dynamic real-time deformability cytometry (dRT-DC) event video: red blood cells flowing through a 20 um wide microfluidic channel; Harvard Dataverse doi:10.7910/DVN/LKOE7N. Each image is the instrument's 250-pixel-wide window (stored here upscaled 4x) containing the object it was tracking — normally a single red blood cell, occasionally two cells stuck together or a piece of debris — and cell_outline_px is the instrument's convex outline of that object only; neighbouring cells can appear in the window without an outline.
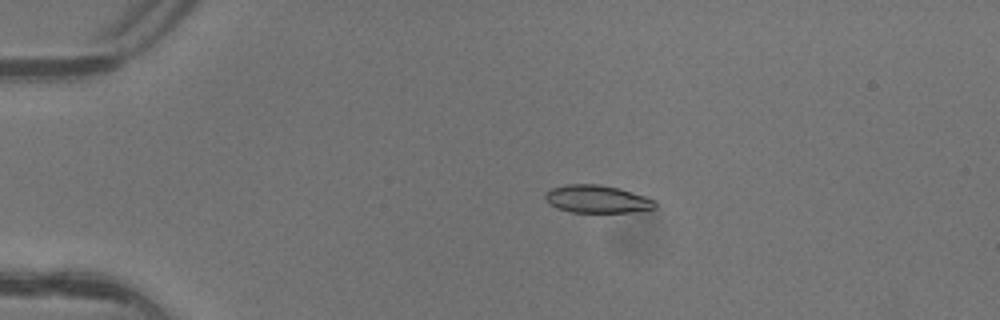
{"species": "common noctule bat (a hibernating species)", "species_latin": "Nyctalus noctula", "temperature_condition": "warm", "stored_images_in_passage": 4, "camera_frame_rate_fps": 3000, "um_per_image_px": 0.085, "animal": {"sex": "female"}, "frame": {"image": 1, "passage_image": 3, "time_ms": 0.667, "image_size_px": [1000, 320], "cell_outline_px": [[656, 208], [632, 212], [572, 212], [556, 208], [544, 196], [544, 192], [552, 188], [568, 184], [600, 184], [620, 188], [644, 196], [652, 200], [656, 204]], "centroid_in_image_um": [50.74, 16.91], "position_along_channel_um": 34.3, "area_um2": 17.63}}